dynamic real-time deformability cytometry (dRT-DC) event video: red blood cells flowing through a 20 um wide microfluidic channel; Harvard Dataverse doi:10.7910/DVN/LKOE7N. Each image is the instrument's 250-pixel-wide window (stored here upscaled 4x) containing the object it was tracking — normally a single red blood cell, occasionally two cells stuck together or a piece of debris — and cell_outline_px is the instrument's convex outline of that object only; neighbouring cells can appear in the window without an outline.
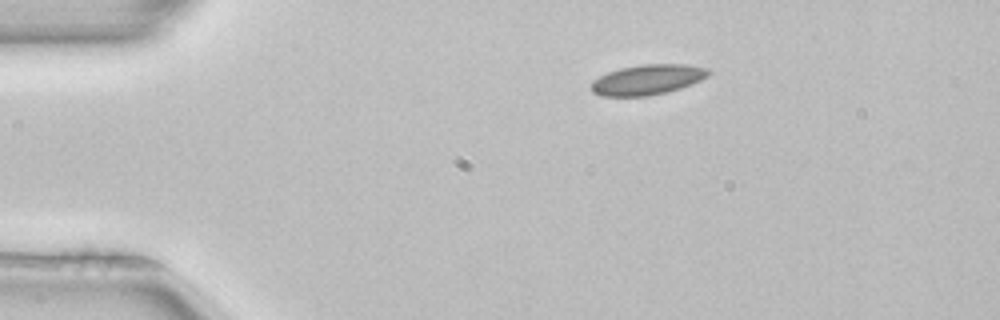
{"species": "common noctule bat (a hibernating species)", "species_latin": "Nyctalus noctula", "temperature_condition": "room temperature", "stored_images_in_passage": 5, "camera_frame_rate_fps": 3000, "um_per_image_px": 0.085, "animal": {"sex": "female", "body_mass_g": 22.7, "forearm_length_mm": 54.2}, "frame": {"image": 1, "passage_image": 1, "time_ms": 0.0, "image_size_px": [1000, 320], "cell_outline_px": [[712, 72], [708, 76], [700, 80], [680, 88], [668, 92], [648, 96], [600, 96], [592, 92], [592, 80], [608, 72], [620, 68], [644, 64], [684, 64], [708, 68]], "centroid_in_image_um": [55.04, 6.77], "position_along_channel_um": 30.0, "area_um2": 20.63}}
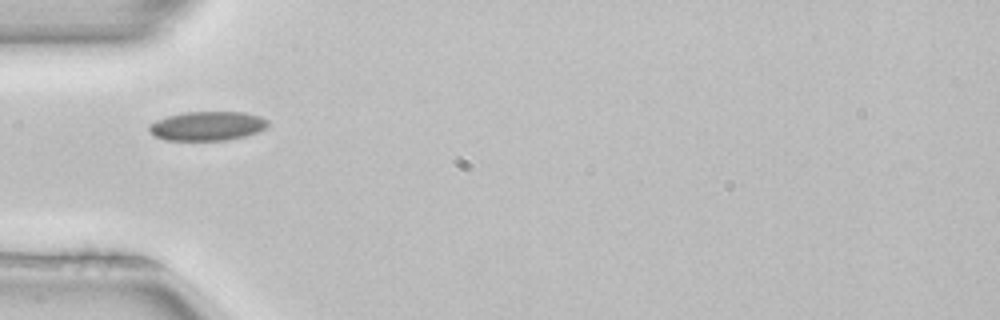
{"frame": {"image": 2, "passage_image": 3, "time_ms": 0.667, "image_size_px": [1000, 320], "cell_outline_px": [[268, 124], [264, 128], [256, 132], [244, 136], [228, 140], [164, 140], [156, 136], [148, 128], [148, 124], [156, 120], [168, 116], [184, 112], [244, 112], [260, 116], [268, 120]], "centroid_in_image_um": [17.61, 10.7], "position_along_channel_um": 67.4, "area_um2": 20.06}}